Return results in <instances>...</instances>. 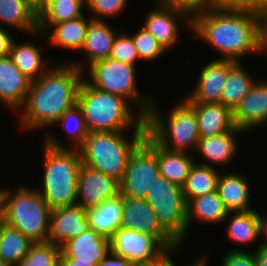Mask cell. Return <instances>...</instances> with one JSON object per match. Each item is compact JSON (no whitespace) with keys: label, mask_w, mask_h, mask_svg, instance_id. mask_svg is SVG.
<instances>
[{"label":"cell","mask_w":267,"mask_h":266,"mask_svg":"<svg viewBox=\"0 0 267 266\" xmlns=\"http://www.w3.org/2000/svg\"><path fill=\"white\" fill-rule=\"evenodd\" d=\"M83 75L84 72L73 63H61L49 67L40 78L32 80L19 114L22 131L55 125L67 110L77 104Z\"/></svg>","instance_id":"obj_1"},{"label":"cell","mask_w":267,"mask_h":266,"mask_svg":"<svg viewBox=\"0 0 267 266\" xmlns=\"http://www.w3.org/2000/svg\"><path fill=\"white\" fill-rule=\"evenodd\" d=\"M191 32L222 54L216 59L240 62L262 53L260 16L253 13L214 9L197 17Z\"/></svg>","instance_id":"obj_2"},{"label":"cell","mask_w":267,"mask_h":266,"mask_svg":"<svg viewBox=\"0 0 267 266\" xmlns=\"http://www.w3.org/2000/svg\"><path fill=\"white\" fill-rule=\"evenodd\" d=\"M44 137V174L42 187L36 190L51 210L76 204L78 173L83 164L79 150L67 148L51 134Z\"/></svg>","instance_id":"obj_3"},{"label":"cell","mask_w":267,"mask_h":266,"mask_svg":"<svg viewBox=\"0 0 267 266\" xmlns=\"http://www.w3.org/2000/svg\"><path fill=\"white\" fill-rule=\"evenodd\" d=\"M77 104L89 132L147 130L145 117L136 109L132 110L127 99L101 91L84 78L78 90Z\"/></svg>","instance_id":"obj_4"},{"label":"cell","mask_w":267,"mask_h":266,"mask_svg":"<svg viewBox=\"0 0 267 266\" xmlns=\"http://www.w3.org/2000/svg\"><path fill=\"white\" fill-rule=\"evenodd\" d=\"M132 133L127 137L126 131L89 132L78 148L82 163L121 181L130 154L143 141L147 130Z\"/></svg>","instance_id":"obj_5"},{"label":"cell","mask_w":267,"mask_h":266,"mask_svg":"<svg viewBox=\"0 0 267 266\" xmlns=\"http://www.w3.org/2000/svg\"><path fill=\"white\" fill-rule=\"evenodd\" d=\"M0 209L7 225L19 230L33 243L48 242L51 208L34 187L0 189Z\"/></svg>","instance_id":"obj_6"},{"label":"cell","mask_w":267,"mask_h":266,"mask_svg":"<svg viewBox=\"0 0 267 266\" xmlns=\"http://www.w3.org/2000/svg\"><path fill=\"white\" fill-rule=\"evenodd\" d=\"M155 102L145 118L147 133L165 149L196 152L200 135L195 111L182 98L163 117Z\"/></svg>","instance_id":"obj_7"},{"label":"cell","mask_w":267,"mask_h":266,"mask_svg":"<svg viewBox=\"0 0 267 266\" xmlns=\"http://www.w3.org/2000/svg\"><path fill=\"white\" fill-rule=\"evenodd\" d=\"M135 67L109 57L89 65L87 72L90 79L85 75L84 79L101 91L122 96L131 105L134 103L136 110L146 118L154 98L141 95L136 84Z\"/></svg>","instance_id":"obj_8"},{"label":"cell","mask_w":267,"mask_h":266,"mask_svg":"<svg viewBox=\"0 0 267 266\" xmlns=\"http://www.w3.org/2000/svg\"><path fill=\"white\" fill-rule=\"evenodd\" d=\"M144 199L152 207L161 227L183 245L188 226L187 202L182 187L159 174Z\"/></svg>","instance_id":"obj_9"},{"label":"cell","mask_w":267,"mask_h":266,"mask_svg":"<svg viewBox=\"0 0 267 266\" xmlns=\"http://www.w3.org/2000/svg\"><path fill=\"white\" fill-rule=\"evenodd\" d=\"M159 174L156 154L142 141L129 156L120 194L129 199L145 198Z\"/></svg>","instance_id":"obj_10"},{"label":"cell","mask_w":267,"mask_h":266,"mask_svg":"<svg viewBox=\"0 0 267 266\" xmlns=\"http://www.w3.org/2000/svg\"><path fill=\"white\" fill-rule=\"evenodd\" d=\"M109 247L112 254L127 258L134 265L153 261L168 250L158 238L123 227L109 238Z\"/></svg>","instance_id":"obj_11"},{"label":"cell","mask_w":267,"mask_h":266,"mask_svg":"<svg viewBox=\"0 0 267 266\" xmlns=\"http://www.w3.org/2000/svg\"><path fill=\"white\" fill-rule=\"evenodd\" d=\"M121 227L150 234L168 249L180 246L160 225L149 203L143 199L124 197Z\"/></svg>","instance_id":"obj_12"},{"label":"cell","mask_w":267,"mask_h":266,"mask_svg":"<svg viewBox=\"0 0 267 266\" xmlns=\"http://www.w3.org/2000/svg\"><path fill=\"white\" fill-rule=\"evenodd\" d=\"M119 194V180L82 164L78 173L77 204L87 209Z\"/></svg>","instance_id":"obj_13"},{"label":"cell","mask_w":267,"mask_h":266,"mask_svg":"<svg viewBox=\"0 0 267 266\" xmlns=\"http://www.w3.org/2000/svg\"><path fill=\"white\" fill-rule=\"evenodd\" d=\"M155 2V9L149 11L142 26L168 51L181 40L178 19L186 23L188 30H192V22L185 15L163 5L159 0Z\"/></svg>","instance_id":"obj_14"},{"label":"cell","mask_w":267,"mask_h":266,"mask_svg":"<svg viewBox=\"0 0 267 266\" xmlns=\"http://www.w3.org/2000/svg\"><path fill=\"white\" fill-rule=\"evenodd\" d=\"M89 229L86 209L80 204L51 210L48 242L61 247Z\"/></svg>","instance_id":"obj_15"},{"label":"cell","mask_w":267,"mask_h":266,"mask_svg":"<svg viewBox=\"0 0 267 266\" xmlns=\"http://www.w3.org/2000/svg\"><path fill=\"white\" fill-rule=\"evenodd\" d=\"M235 126L243 132L267 123V80L254 84L233 111Z\"/></svg>","instance_id":"obj_16"},{"label":"cell","mask_w":267,"mask_h":266,"mask_svg":"<svg viewBox=\"0 0 267 266\" xmlns=\"http://www.w3.org/2000/svg\"><path fill=\"white\" fill-rule=\"evenodd\" d=\"M228 75L229 60L214 59L202 67L197 83L186 96L196 104L220 103Z\"/></svg>","instance_id":"obj_17"},{"label":"cell","mask_w":267,"mask_h":266,"mask_svg":"<svg viewBox=\"0 0 267 266\" xmlns=\"http://www.w3.org/2000/svg\"><path fill=\"white\" fill-rule=\"evenodd\" d=\"M31 80L14 64L9 55L0 57V102L9 109L21 110Z\"/></svg>","instance_id":"obj_18"},{"label":"cell","mask_w":267,"mask_h":266,"mask_svg":"<svg viewBox=\"0 0 267 266\" xmlns=\"http://www.w3.org/2000/svg\"><path fill=\"white\" fill-rule=\"evenodd\" d=\"M60 248L59 259H77V262L94 265H98L110 252L109 239L91 229L67 241Z\"/></svg>","instance_id":"obj_19"},{"label":"cell","mask_w":267,"mask_h":266,"mask_svg":"<svg viewBox=\"0 0 267 266\" xmlns=\"http://www.w3.org/2000/svg\"><path fill=\"white\" fill-rule=\"evenodd\" d=\"M244 133L241 129L235 127L231 131L210 137H200L197 145V154H201L205 161L196 162L201 165H206L212 168L217 166H227L232 163L238 152V141L235 136Z\"/></svg>","instance_id":"obj_20"},{"label":"cell","mask_w":267,"mask_h":266,"mask_svg":"<svg viewBox=\"0 0 267 266\" xmlns=\"http://www.w3.org/2000/svg\"><path fill=\"white\" fill-rule=\"evenodd\" d=\"M143 142L156 154L160 175L171 183L183 187L186 183L190 168L195 163L191 154L165 149L160 146L148 133Z\"/></svg>","instance_id":"obj_21"},{"label":"cell","mask_w":267,"mask_h":266,"mask_svg":"<svg viewBox=\"0 0 267 266\" xmlns=\"http://www.w3.org/2000/svg\"><path fill=\"white\" fill-rule=\"evenodd\" d=\"M183 100L195 111L200 137L219 135L236 127L233 111L223 104H196L187 96Z\"/></svg>","instance_id":"obj_22"},{"label":"cell","mask_w":267,"mask_h":266,"mask_svg":"<svg viewBox=\"0 0 267 266\" xmlns=\"http://www.w3.org/2000/svg\"><path fill=\"white\" fill-rule=\"evenodd\" d=\"M105 20H94L90 21L89 28L85 42L80 52L84 51L86 55L85 63H74V65L85 72L86 67L94 62L107 59L110 57L112 47L116 38L117 33L113 30ZM85 69V70H84Z\"/></svg>","instance_id":"obj_23"},{"label":"cell","mask_w":267,"mask_h":266,"mask_svg":"<svg viewBox=\"0 0 267 266\" xmlns=\"http://www.w3.org/2000/svg\"><path fill=\"white\" fill-rule=\"evenodd\" d=\"M124 197L119 194L104 200L98 206L86 209L89 229L109 239L120 227Z\"/></svg>","instance_id":"obj_24"},{"label":"cell","mask_w":267,"mask_h":266,"mask_svg":"<svg viewBox=\"0 0 267 266\" xmlns=\"http://www.w3.org/2000/svg\"><path fill=\"white\" fill-rule=\"evenodd\" d=\"M248 179L241 173H220L217 182V192L228 212H244L252 210L251 191Z\"/></svg>","instance_id":"obj_25"},{"label":"cell","mask_w":267,"mask_h":266,"mask_svg":"<svg viewBox=\"0 0 267 266\" xmlns=\"http://www.w3.org/2000/svg\"><path fill=\"white\" fill-rule=\"evenodd\" d=\"M0 23L36 38L43 36L38 32L37 10L25 0H0Z\"/></svg>","instance_id":"obj_26"},{"label":"cell","mask_w":267,"mask_h":266,"mask_svg":"<svg viewBox=\"0 0 267 266\" xmlns=\"http://www.w3.org/2000/svg\"><path fill=\"white\" fill-rule=\"evenodd\" d=\"M92 18L78 17L73 20L55 24L43 37L47 36V45L54 47L67 48L71 51L79 52L85 42L87 30ZM53 31V32H51Z\"/></svg>","instance_id":"obj_27"},{"label":"cell","mask_w":267,"mask_h":266,"mask_svg":"<svg viewBox=\"0 0 267 266\" xmlns=\"http://www.w3.org/2000/svg\"><path fill=\"white\" fill-rule=\"evenodd\" d=\"M227 211L223 200L216 191L190 199L187 202V226L188 230L191 223L195 220L199 222L218 224L225 221ZM193 220V221H192Z\"/></svg>","instance_id":"obj_28"},{"label":"cell","mask_w":267,"mask_h":266,"mask_svg":"<svg viewBox=\"0 0 267 266\" xmlns=\"http://www.w3.org/2000/svg\"><path fill=\"white\" fill-rule=\"evenodd\" d=\"M42 48L32 42L15 43L12 40L9 56L18 69L31 81L40 78L49 68L47 59L44 61ZM47 68V69H46Z\"/></svg>","instance_id":"obj_29"},{"label":"cell","mask_w":267,"mask_h":266,"mask_svg":"<svg viewBox=\"0 0 267 266\" xmlns=\"http://www.w3.org/2000/svg\"><path fill=\"white\" fill-rule=\"evenodd\" d=\"M86 1H45L37 11L38 32L46 34L58 23L84 16Z\"/></svg>","instance_id":"obj_30"},{"label":"cell","mask_w":267,"mask_h":266,"mask_svg":"<svg viewBox=\"0 0 267 266\" xmlns=\"http://www.w3.org/2000/svg\"><path fill=\"white\" fill-rule=\"evenodd\" d=\"M225 220L228 224L226 227L227 237L235 244L239 245L240 243L247 246V244H254L261 237L260 217L253 208L244 212H229Z\"/></svg>","instance_id":"obj_31"},{"label":"cell","mask_w":267,"mask_h":266,"mask_svg":"<svg viewBox=\"0 0 267 266\" xmlns=\"http://www.w3.org/2000/svg\"><path fill=\"white\" fill-rule=\"evenodd\" d=\"M245 68L241 62L229 60V75L222 90L220 103L232 111L237 108L256 80Z\"/></svg>","instance_id":"obj_32"},{"label":"cell","mask_w":267,"mask_h":266,"mask_svg":"<svg viewBox=\"0 0 267 266\" xmlns=\"http://www.w3.org/2000/svg\"><path fill=\"white\" fill-rule=\"evenodd\" d=\"M219 170L195 163L190 168L185 185L182 187L186 202L217 190Z\"/></svg>","instance_id":"obj_33"},{"label":"cell","mask_w":267,"mask_h":266,"mask_svg":"<svg viewBox=\"0 0 267 266\" xmlns=\"http://www.w3.org/2000/svg\"><path fill=\"white\" fill-rule=\"evenodd\" d=\"M34 243L19 230L6 225L0 238V259L16 266Z\"/></svg>","instance_id":"obj_34"},{"label":"cell","mask_w":267,"mask_h":266,"mask_svg":"<svg viewBox=\"0 0 267 266\" xmlns=\"http://www.w3.org/2000/svg\"><path fill=\"white\" fill-rule=\"evenodd\" d=\"M62 126L67 134L72 138L73 149H78L84 142V139L89 134L82 110L75 104L72 108L67 110L55 123Z\"/></svg>","instance_id":"obj_35"},{"label":"cell","mask_w":267,"mask_h":266,"mask_svg":"<svg viewBox=\"0 0 267 266\" xmlns=\"http://www.w3.org/2000/svg\"><path fill=\"white\" fill-rule=\"evenodd\" d=\"M61 248L53 243H34L16 266H59Z\"/></svg>","instance_id":"obj_36"},{"label":"cell","mask_w":267,"mask_h":266,"mask_svg":"<svg viewBox=\"0 0 267 266\" xmlns=\"http://www.w3.org/2000/svg\"><path fill=\"white\" fill-rule=\"evenodd\" d=\"M168 8L185 15L191 22L216 9L217 0H159Z\"/></svg>","instance_id":"obj_37"},{"label":"cell","mask_w":267,"mask_h":266,"mask_svg":"<svg viewBox=\"0 0 267 266\" xmlns=\"http://www.w3.org/2000/svg\"><path fill=\"white\" fill-rule=\"evenodd\" d=\"M137 31L131 34V37L140 60H156L166 52L165 48L143 26Z\"/></svg>","instance_id":"obj_38"},{"label":"cell","mask_w":267,"mask_h":266,"mask_svg":"<svg viewBox=\"0 0 267 266\" xmlns=\"http://www.w3.org/2000/svg\"><path fill=\"white\" fill-rule=\"evenodd\" d=\"M129 0H86L87 9L92 12L94 20L113 18L126 9Z\"/></svg>","instance_id":"obj_39"},{"label":"cell","mask_w":267,"mask_h":266,"mask_svg":"<svg viewBox=\"0 0 267 266\" xmlns=\"http://www.w3.org/2000/svg\"><path fill=\"white\" fill-rule=\"evenodd\" d=\"M110 58L121 61L128 65H136L139 55L131 35L125 33H117Z\"/></svg>","instance_id":"obj_40"},{"label":"cell","mask_w":267,"mask_h":266,"mask_svg":"<svg viewBox=\"0 0 267 266\" xmlns=\"http://www.w3.org/2000/svg\"><path fill=\"white\" fill-rule=\"evenodd\" d=\"M267 7V0H217L216 9L224 11L249 12L256 15Z\"/></svg>","instance_id":"obj_41"},{"label":"cell","mask_w":267,"mask_h":266,"mask_svg":"<svg viewBox=\"0 0 267 266\" xmlns=\"http://www.w3.org/2000/svg\"><path fill=\"white\" fill-rule=\"evenodd\" d=\"M221 263V266H257L254 254L239 248L228 250Z\"/></svg>","instance_id":"obj_42"},{"label":"cell","mask_w":267,"mask_h":266,"mask_svg":"<svg viewBox=\"0 0 267 266\" xmlns=\"http://www.w3.org/2000/svg\"><path fill=\"white\" fill-rule=\"evenodd\" d=\"M179 247L180 246L168 249L163 255L153 261L135 264L134 266H176L171 255H175L177 250H179Z\"/></svg>","instance_id":"obj_43"},{"label":"cell","mask_w":267,"mask_h":266,"mask_svg":"<svg viewBox=\"0 0 267 266\" xmlns=\"http://www.w3.org/2000/svg\"><path fill=\"white\" fill-rule=\"evenodd\" d=\"M97 266H134L127 258L119 257L109 252Z\"/></svg>","instance_id":"obj_44"},{"label":"cell","mask_w":267,"mask_h":266,"mask_svg":"<svg viewBox=\"0 0 267 266\" xmlns=\"http://www.w3.org/2000/svg\"><path fill=\"white\" fill-rule=\"evenodd\" d=\"M261 52L267 58V7L260 14Z\"/></svg>","instance_id":"obj_45"},{"label":"cell","mask_w":267,"mask_h":266,"mask_svg":"<svg viewBox=\"0 0 267 266\" xmlns=\"http://www.w3.org/2000/svg\"><path fill=\"white\" fill-rule=\"evenodd\" d=\"M12 40L13 37H11L3 25H0V57L9 55Z\"/></svg>","instance_id":"obj_46"},{"label":"cell","mask_w":267,"mask_h":266,"mask_svg":"<svg viewBox=\"0 0 267 266\" xmlns=\"http://www.w3.org/2000/svg\"><path fill=\"white\" fill-rule=\"evenodd\" d=\"M254 250L253 253L257 266H267V246L260 245L259 243Z\"/></svg>","instance_id":"obj_47"},{"label":"cell","mask_w":267,"mask_h":266,"mask_svg":"<svg viewBox=\"0 0 267 266\" xmlns=\"http://www.w3.org/2000/svg\"><path fill=\"white\" fill-rule=\"evenodd\" d=\"M259 217H260V236H262L260 245L267 246V214L264 217L259 214Z\"/></svg>","instance_id":"obj_48"},{"label":"cell","mask_w":267,"mask_h":266,"mask_svg":"<svg viewBox=\"0 0 267 266\" xmlns=\"http://www.w3.org/2000/svg\"><path fill=\"white\" fill-rule=\"evenodd\" d=\"M59 266H97L90 262H77V259H59Z\"/></svg>","instance_id":"obj_49"},{"label":"cell","mask_w":267,"mask_h":266,"mask_svg":"<svg viewBox=\"0 0 267 266\" xmlns=\"http://www.w3.org/2000/svg\"><path fill=\"white\" fill-rule=\"evenodd\" d=\"M32 7H34L37 11L43 6L45 0H25Z\"/></svg>","instance_id":"obj_50"},{"label":"cell","mask_w":267,"mask_h":266,"mask_svg":"<svg viewBox=\"0 0 267 266\" xmlns=\"http://www.w3.org/2000/svg\"><path fill=\"white\" fill-rule=\"evenodd\" d=\"M7 225L6 223V218L4 212L0 209V238L2 236V233L4 231L5 226Z\"/></svg>","instance_id":"obj_51"},{"label":"cell","mask_w":267,"mask_h":266,"mask_svg":"<svg viewBox=\"0 0 267 266\" xmlns=\"http://www.w3.org/2000/svg\"><path fill=\"white\" fill-rule=\"evenodd\" d=\"M0 266H13V265H11L9 263H6V262H4L3 260L0 259Z\"/></svg>","instance_id":"obj_52"},{"label":"cell","mask_w":267,"mask_h":266,"mask_svg":"<svg viewBox=\"0 0 267 266\" xmlns=\"http://www.w3.org/2000/svg\"><path fill=\"white\" fill-rule=\"evenodd\" d=\"M45 1H86V0H45Z\"/></svg>","instance_id":"obj_53"}]
</instances>
